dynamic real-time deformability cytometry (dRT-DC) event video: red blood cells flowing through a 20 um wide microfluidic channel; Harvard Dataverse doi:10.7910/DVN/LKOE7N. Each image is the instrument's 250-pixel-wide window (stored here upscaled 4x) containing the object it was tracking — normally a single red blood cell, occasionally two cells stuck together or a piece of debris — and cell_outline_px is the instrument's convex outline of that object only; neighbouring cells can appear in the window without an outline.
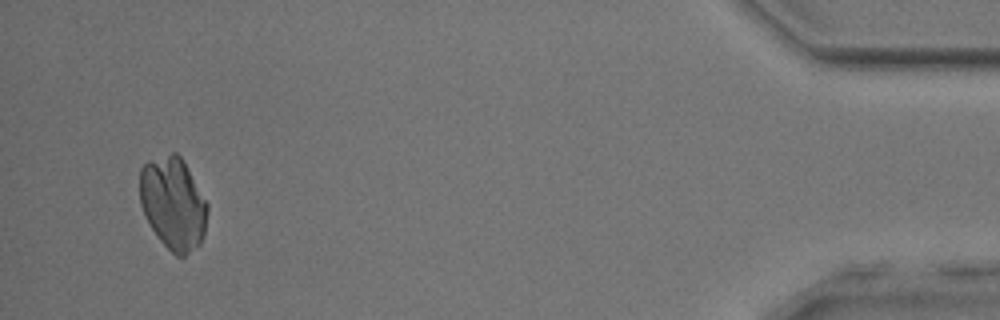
{"species": "common noctule bat (a hibernating species)", "species_latin": "Nyctalus noctula", "temperature_condition": "room temperature", "stored_images_in_passage": 53, "camera_frame_rate_fps": 3000, "um_per_image_px": 0.085, "animal": {"sex": "male", "body_mass_g": 17.9, "forearm_length_mm": 54.2}, "frame": {"image": 1, "passage_image": 50, "time_ms": 16.333, "image_size_px": [1000, 320], "cell_outline_px": [[208, 212], [204, 236], [200, 244], [184, 256], [176, 256], [160, 240], [144, 216], [140, 204], [140, 168], [148, 160], [172, 152], [176, 152], [180, 156], [208, 204]], "centroid_in_image_um": [14.71, 17.29], "position_along_channel_um": 420.5, "area_um2": 36.41}}